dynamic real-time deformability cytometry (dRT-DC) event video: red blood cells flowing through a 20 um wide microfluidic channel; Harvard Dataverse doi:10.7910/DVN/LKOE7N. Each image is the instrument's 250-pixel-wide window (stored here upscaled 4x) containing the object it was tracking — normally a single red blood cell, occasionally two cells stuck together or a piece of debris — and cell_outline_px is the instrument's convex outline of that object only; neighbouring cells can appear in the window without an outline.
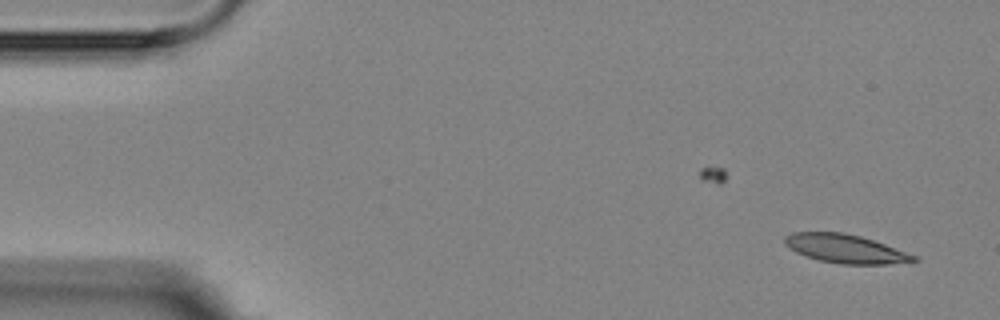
{"species": "Egyptian fruit bat (a non-hibernating species)", "species_latin": "Rousettus aegyptiacus", "temperature_condition": "room temperature", "stored_images_in_passage": 2, "camera_frame_rate_fps": 3000, "um_per_image_px": 0.085, "animal": {"sex": "female"}, "frame": {"image": 1, "passage_image": 2, "time_ms": 1.0, "image_size_px": [1000, 320], "cell_outline_px": [[920, 260], [888, 264], [840, 264], [820, 260], [796, 252], [784, 244], [784, 236], [792, 232], [844, 232], [860, 236], [884, 244], [916, 256]], "centroid_in_image_um": [71.82, 21.13], "position_along_channel_um": 13.2, "area_um2": 21.27}}